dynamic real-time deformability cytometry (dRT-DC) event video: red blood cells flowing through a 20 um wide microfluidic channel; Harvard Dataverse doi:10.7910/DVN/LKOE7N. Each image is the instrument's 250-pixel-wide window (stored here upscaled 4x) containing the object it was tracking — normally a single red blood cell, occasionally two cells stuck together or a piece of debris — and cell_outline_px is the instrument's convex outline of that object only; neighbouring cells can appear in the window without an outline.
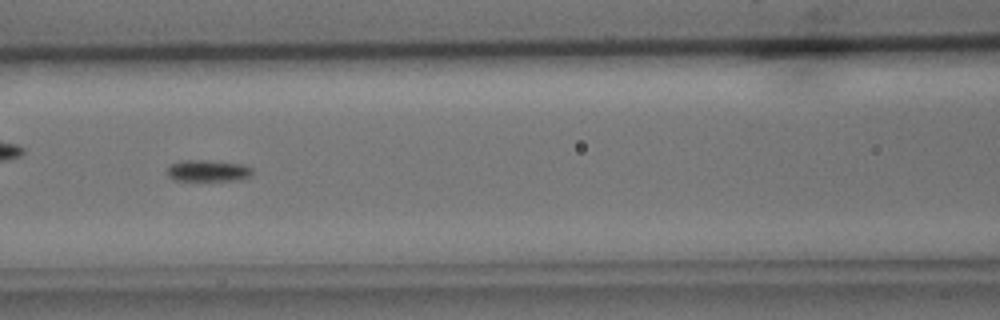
{"species": "common noctule bat (a hibernating species)", "species_latin": "Nyctalus noctula", "temperature_condition": "cold", "stored_images_in_passage": 9, "camera_frame_rate_fps": 3000, "um_per_image_px": 0.085, "animal": {"sex": "male", "body_mass_g": 15.6}, "frame": {"image": 1, "passage_image": 7, "time_ms": 8.0, "image_size_px": [1000, 320], "cell_outline_px": [[252, 172], [248, 176], [236, 180], [176, 180], [168, 176], [168, 164], [184, 160], [204, 160], [240, 164], [252, 168]], "centroid_in_image_um": [17.62, 14.5], "position_along_channel_um": 149.0, "area_um2": 10.4}}
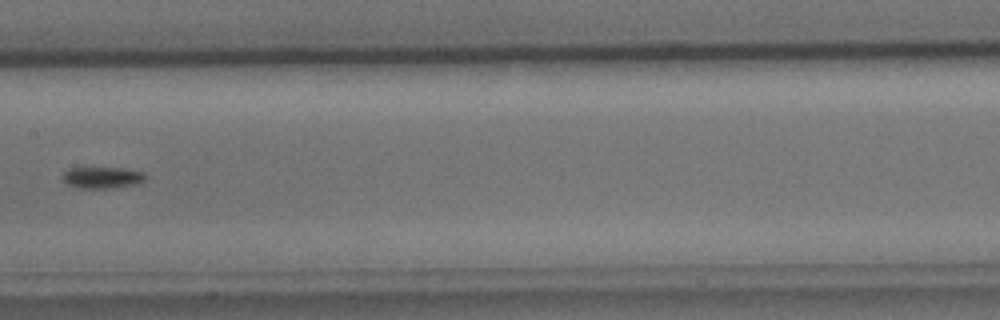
{"frame": {"image": 2, "passage_image": 8, "time_ms": 9.333, "image_size_px": [1000, 320], "cell_outline_px": [[148, 176], [140, 184], [112, 188], [76, 188], [68, 184], [64, 180], [64, 172], [68, 168], [124, 168], [144, 172]], "centroid_in_image_um": [8.76, 15.1], "position_along_channel_um": 198.6, "area_um2": 10.46}}
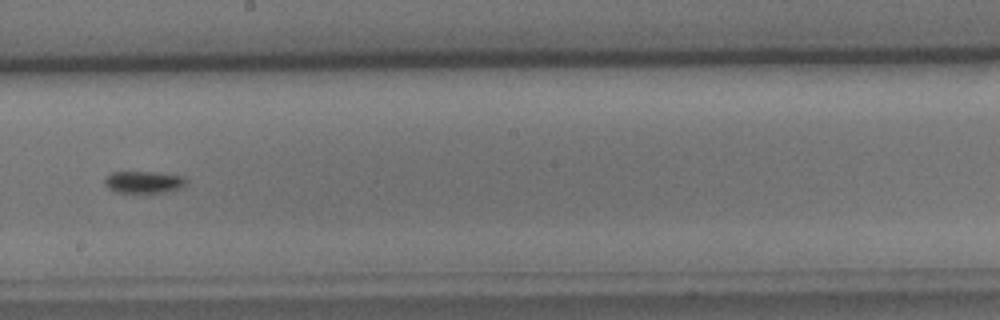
{"frame": {"image": 3, "passage_image": 9, "time_ms": 10.333, "image_size_px": [1000, 320], "cell_outline_px": [[188, 180], [180, 188], [168, 192], [148, 196], [116, 192], [108, 188], [104, 184], [104, 176], [112, 172], [156, 172], [184, 176]], "centroid_in_image_um": [12.2, 15.53], "position_along_channel_um": 236.0, "area_um2": 11.27}}